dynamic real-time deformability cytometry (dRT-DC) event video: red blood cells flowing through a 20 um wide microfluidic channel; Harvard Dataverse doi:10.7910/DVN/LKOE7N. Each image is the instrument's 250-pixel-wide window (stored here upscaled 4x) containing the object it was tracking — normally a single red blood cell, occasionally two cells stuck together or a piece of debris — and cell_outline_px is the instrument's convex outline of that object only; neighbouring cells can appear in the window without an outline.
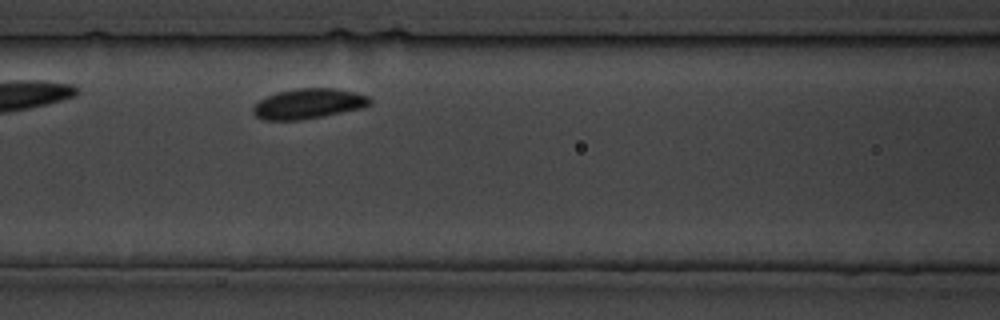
{"species": "common noctule bat (a hibernating species)", "species_latin": "Nyctalus noctula", "temperature_condition": "cold", "stored_images_in_passage": 9, "camera_frame_rate_fps": 3000, "um_per_image_px": 0.085, "animal": {"sex": "male", "body_mass_g": 19.5, "forearm_length_mm": 54.6}, "frame": {"image": 1, "passage_image": 7, "time_ms": 6.667, "image_size_px": [1000, 320], "cell_outline_px": [[372, 104], [364, 108], [324, 116], [300, 120], [264, 120], [256, 116], [252, 112], [252, 108], [260, 100], [268, 96], [280, 92], [300, 88], [332, 88], [352, 92], [368, 96], [372, 100]], "centroid_in_image_um": [26.25, 8.83], "position_along_channel_um": 140.4, "area_um2": 20.4}}